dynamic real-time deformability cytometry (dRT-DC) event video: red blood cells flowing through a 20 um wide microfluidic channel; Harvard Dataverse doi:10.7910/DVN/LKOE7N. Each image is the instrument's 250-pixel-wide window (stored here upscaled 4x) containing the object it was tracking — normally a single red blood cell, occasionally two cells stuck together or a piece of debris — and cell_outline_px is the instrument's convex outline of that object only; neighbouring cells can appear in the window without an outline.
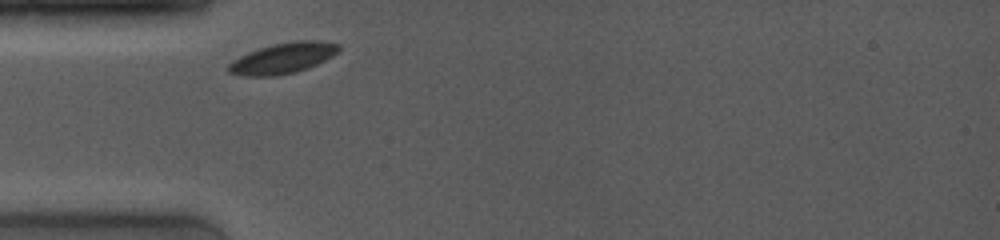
{"species": "common noctule bat (a hibernating species)", "species_latin": "Nyctalus noctula", "temperature_condition": "room temperature", "stored_images_in_passage": 23, "camera_frame_rate_fps": 4000, "um_per_image_px": 0.085, "animal": {"sex": "female", "body_mass_g": 19.0, "forearm_length_mm": 53.3}, "frame": {"image": 1, "passage_image": 1, "time_ms": 0.0, "image_size_px": [1000, 240], "cell_outline_px": [[340, 48], [332, 56], [308, 68], [296, 72], [276, 76], [240, 76], [228, 72], [228, 64], [232, 60], [248, 52], [272, 44], [300, 40], [320, 40], [340, 44]], "centroid_in_image_um": [24.03, 4.95], "position_along_channel_um": 61.0, "area_um2": 19.77}}
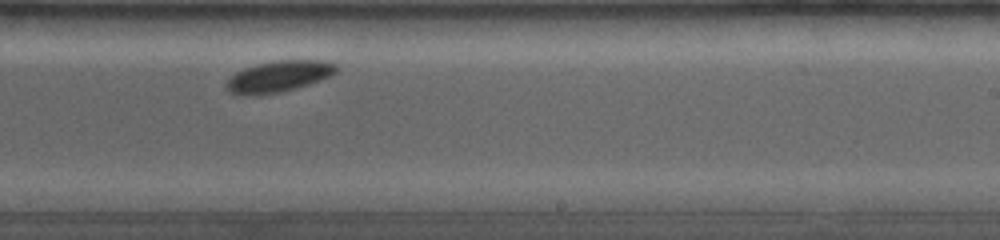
{"frame": {"image": 2, "passage_image": 15, "time_ms": 5.5, "image_size_px": [1000, 240], "cell_outline_px": [[336, 72], [320, 80], [308, 84], [280, 92], [248, 96], [236, 96], [228, 92], [224, 88], [224, 84], [236, 72], [244, 68], [256, 64], [276, 60], [324, 60], [336, 64]], "centroid_in_image_um": [23.61, 6.51], "position_along_channel_um": 265.4, "area_um2": 20.11}}
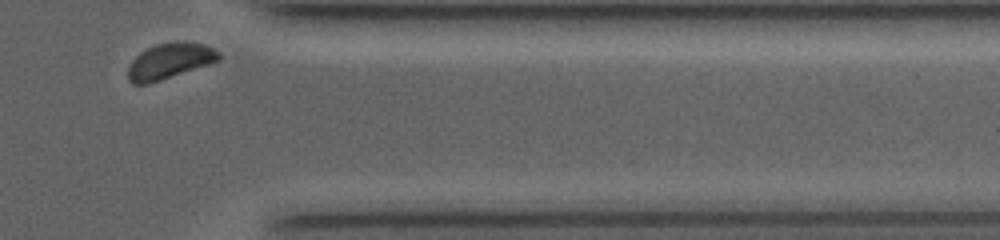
{"frame": {"image": 3, "passage_image": 23, "time_ms": 9.0, "image_size_px": [1000, 240], "cell_outline_px": [[220, 60], [148, 84], [132, 84], [128, 80], [128, 68], [132, 60], [140, 52], [156, 44], [172, 40], [180, 40], [204, 44], [220, 52]], "centroid_in_image_um": [14.41, 5.16], "position_along_channel_um": 397.0, "area_um2": 18.9}}